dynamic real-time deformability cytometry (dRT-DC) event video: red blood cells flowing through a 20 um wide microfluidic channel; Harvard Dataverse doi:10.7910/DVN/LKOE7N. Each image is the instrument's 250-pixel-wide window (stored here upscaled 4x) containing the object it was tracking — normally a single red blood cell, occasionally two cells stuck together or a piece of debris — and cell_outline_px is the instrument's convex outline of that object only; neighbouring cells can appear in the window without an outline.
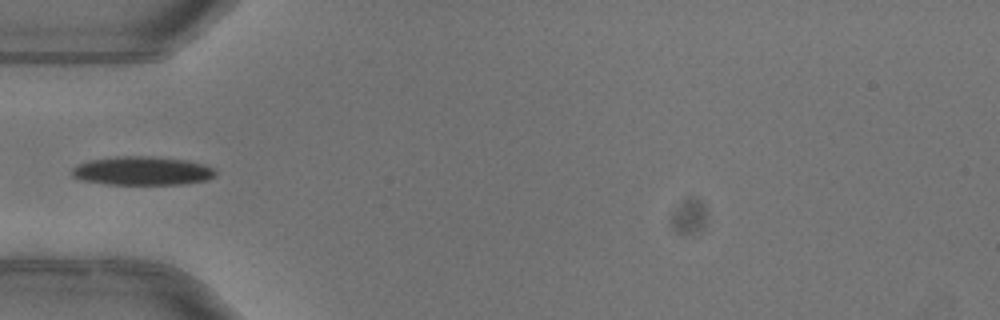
{"species": "common noctule bat (a hibernating species)", "species_latin": "Nyctalus noctula", "temperature_condition": "warm", "stored_images_in_passage": 3, "camera_frame_rate_fps": 3000, "um_per_image_px": 0.085, "animal": {"sex": "female"}, "frame": {"image": 1, "passage_image": 2, "time_ms": 0.333, "image_size_px": [1000, 320], "cell_outline_px": [[216, 176], [208, 180], [184, 184], [108, 184], [80, 180], [72, 176], [72, 168], [80, 164], [92, 160], [116, 156], [152, 156], [188, 160], [204, 164], [212, 168], [216, 172]], "centroid_in_image_um": [12.13, 14.52], "position_along_channel_um": 72.9, "area_um2": 24.04}}